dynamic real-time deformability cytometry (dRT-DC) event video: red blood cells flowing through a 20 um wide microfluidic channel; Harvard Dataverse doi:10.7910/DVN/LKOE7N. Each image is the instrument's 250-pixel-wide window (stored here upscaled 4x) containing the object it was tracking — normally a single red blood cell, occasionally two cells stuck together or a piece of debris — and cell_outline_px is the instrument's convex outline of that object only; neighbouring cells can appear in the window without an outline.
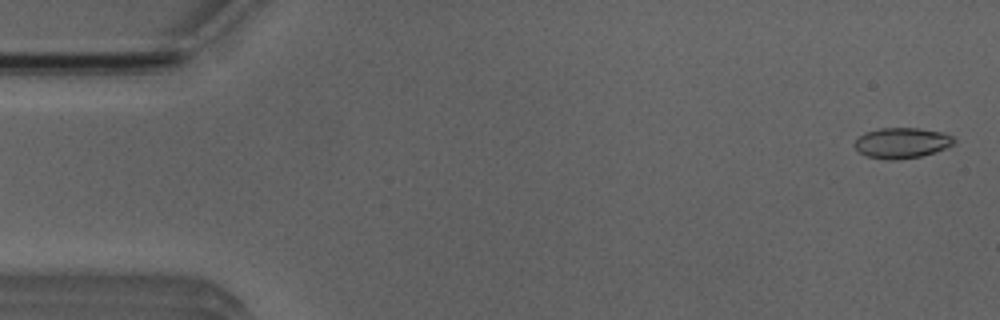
{"species": "Egyptian fruit bat (a non-hibernating species)", "species_latin": "Rousettus aegyptiacus", "temperature_condition": "room temperature", "stored_images_in_passage": 4, "camera_frame_rate_fps": 3000, "um_per_image_px": 0.085, "animal": {"sex": "male"}, "frame": {"image": 1, "passage_image": 1, "time_ms": 0.0, "image_size_px": [1000, 320], "cell_outline_px": [[956, 140], [952, 144], [944, 148], [920, 156], [896, 160], [888, 160], [868, 156], [860, 152], [856, 148], [856, 140], [860, 136], [868, 132], [880, 128], [916, 128], [940, 132], [952, 136]], "centroid_in_image_um": [76.65, 12.15], "position_along_channel_um": 8.3, "area_um2": 17.17}}